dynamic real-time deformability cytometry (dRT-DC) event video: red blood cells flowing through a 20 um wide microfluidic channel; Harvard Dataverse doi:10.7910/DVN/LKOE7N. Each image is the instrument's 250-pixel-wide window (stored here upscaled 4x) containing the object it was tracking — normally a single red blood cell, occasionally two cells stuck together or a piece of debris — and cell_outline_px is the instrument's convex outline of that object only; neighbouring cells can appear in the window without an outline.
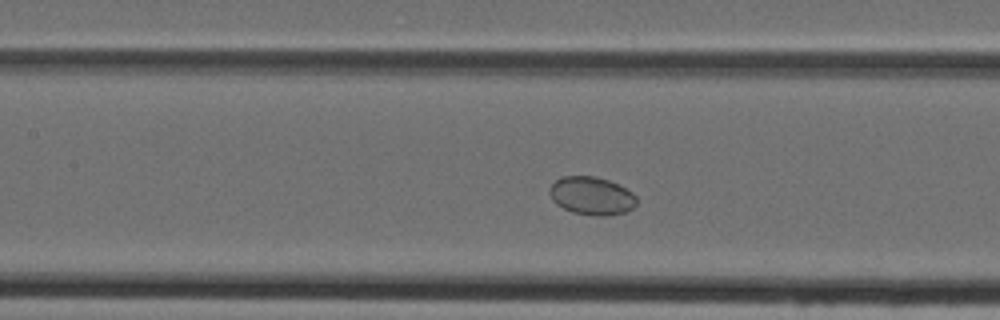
{"species": "Egyptian fruit bat (a non-hibernating species)", "species_latin": "Rousettus aegyptiacus", "temperature_condition": "cold", "stored_images_in_passage": 43, "camera_frame_rate_fps": 3000, "um_per_image_px": 0.085, "animal": {"sex": "female"}, "frame": {"image": 1, "passage_image": 16, "time_ms": 5.0, "image_size_px": [1000, 320], "cell_outline_px": [[636, 204], [632, 208], [624, 212], [604, 216], [596, 216], [572, 212], [556, 204], [552, 200], [548, 192], [552, 184], [556, 180], [564, 176], [596, 176], [608, 180], [632, 192], [636, 196]], "centroid_in_image_um": [50.26, 16.64], "position_along_channel_um": 157.1, "area_um2": 19.19}}
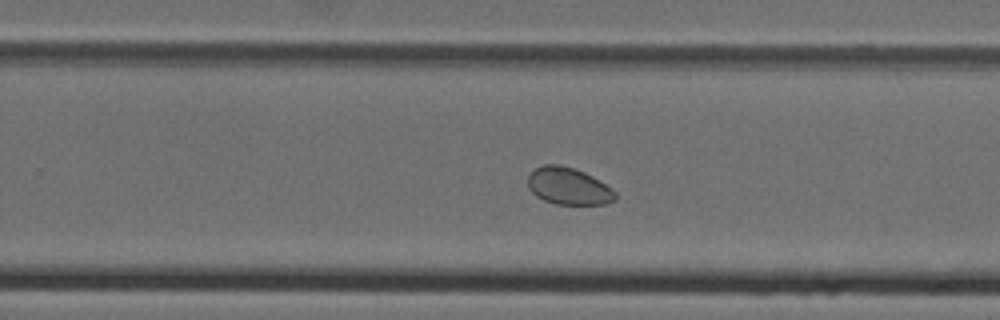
{"frame": {"image": 2, "passage_image": 25, "time_ms": 8.0, "image_size_px": [1000, 320], "cell_outline_px": [[616, 200], [608, 204], [556, 204], [544, 200], [536, 196], [528, 188], [528, 176], [536, 168], [544, 164], [560, 164], [584, 172], [592, 176], [612, 188], [616, 192]], "centroid_in_image_um": [48.34, 15.83], "position_along_channel_um": 281.5, "area_um2": 18.9}}
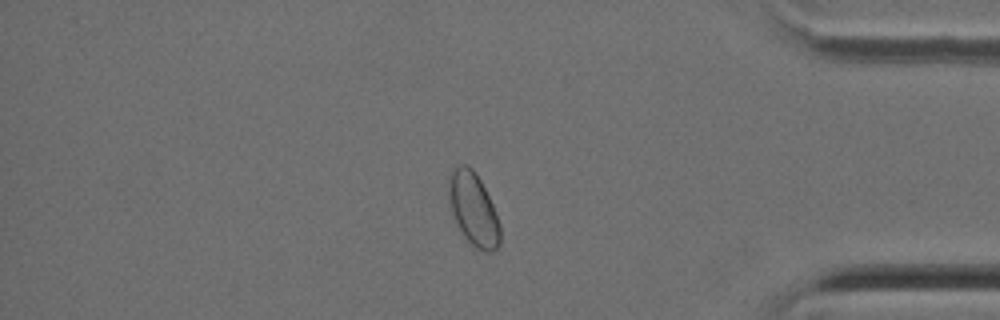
{"frame": {"image": 3, "passage_image": 35, "time_ms": 11.333, "image_size_px": [1000, 320], "cell_outline_px": [[500, 244], [492, 252], [484, 252], [476, 248], [464, 236], [448, 208], [448, 176], [460, 164], [464, 164], [472, 168], [476, 172], [496, 212], [500, 228]], "centroid_in_image_um": [40.21, 17.78], "position_along_channel_um": 395.0, "area_um2": 21.91}}